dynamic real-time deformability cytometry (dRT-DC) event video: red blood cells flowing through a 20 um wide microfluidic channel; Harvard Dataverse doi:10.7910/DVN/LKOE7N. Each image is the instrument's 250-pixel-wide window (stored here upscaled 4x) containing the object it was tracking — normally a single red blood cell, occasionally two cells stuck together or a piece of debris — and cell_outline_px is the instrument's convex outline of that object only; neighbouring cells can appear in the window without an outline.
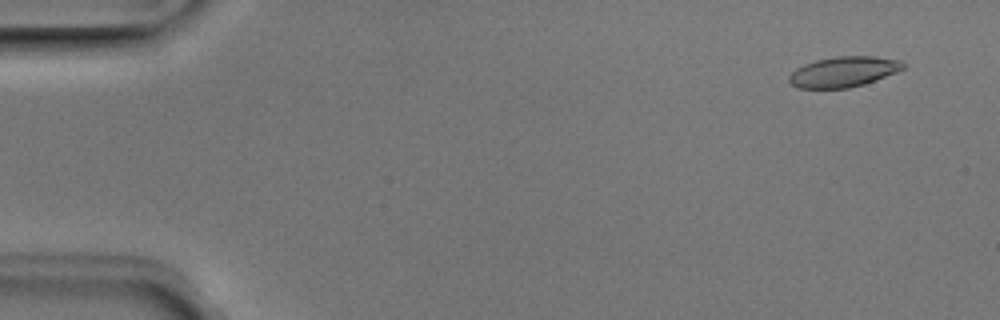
{"species": "Egyptian fruit bat (a non-hibernating species)", "species_latin": "Rousettus aegyptiacus", "temperature_condition": "room temperature", "stored_images_in_passage": 52, "camera_frame_rate_fps": 3000, "um_per_image_px": 0.085, "animal": {"sex": "male"}, "frame": {"image": 1, "passage_image": 4, "time_ms": 1.0, "image_size_px": [1000, 320], "cell_outline_px": [[904, 68], [896, 72], [864, 84], [848, 88], [796, 88], [788, 80], [788, 76], [796, 68], [804, 64], [816, 60], [836, 56], [872, 56], [900, 60], [904, 64]], "centroid_in_image_um": [71.67, 6.1], "position_along_channel_um": 13.3, "area_um2": 20.11}}
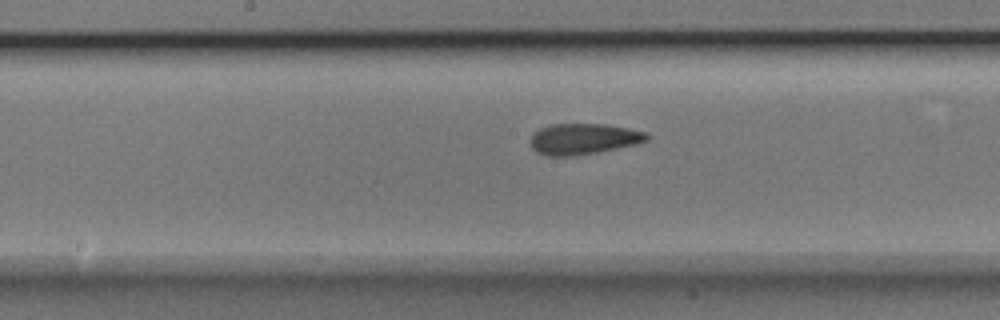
{"frame": {"image": 2, "passage_image": 27, "time_ms": 8.667, "image_size_px": [1000, 320], "cell_outline_px": [[648, 140], [636, 144], [596, 152], [572, 156], [548, 156], [536, 152], [528, 144], [528, 140], [540, 128], [552, 124], [604, 124], [628, 128], [648, 132]], "centroid_in_image_um": [49.56, 11.81], "position_along_channel_um": 198.6, "area_um2": 20.98}}
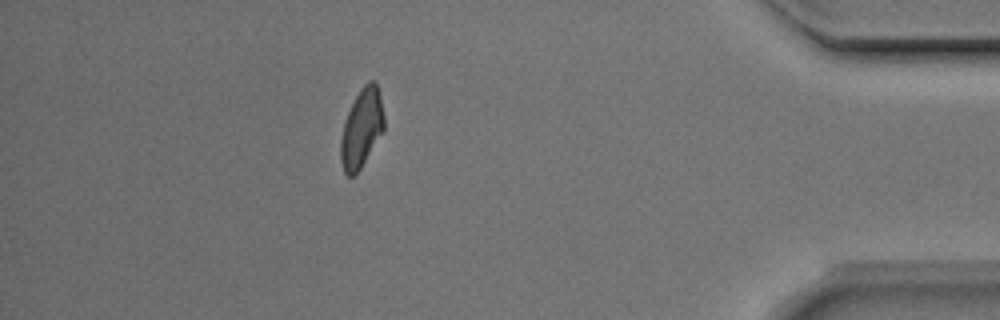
{"frame": {"image": 3, "passage_image": 46, "time_ms": 15.0, "image_size_px": [1000, 320], "cell_outline_px": [[384, 132], [356, 176], [348, 176], [344, 172], [340, 160], [340, 140], [344, 120], [360, 88], [368, 80], [372, 80], [376, 84], [380, 96], [384, 116]], "centroid_in_image_um": [30.73, 10.95], "position_along_channel_um": 404.5, "area_um2": 20.17}, "authors_computed_cell_mechanics": {"area_um2": 20.519, "velocity_mm_per_s": 3.9631, "shape_relaxation_time_tau1_ms": 3.5384, "shape_relaxation_time_tau2_ms": 2.2701, "deformation_change_tau1": 0.1467, "deformation_change_tau2": 0.1052}}